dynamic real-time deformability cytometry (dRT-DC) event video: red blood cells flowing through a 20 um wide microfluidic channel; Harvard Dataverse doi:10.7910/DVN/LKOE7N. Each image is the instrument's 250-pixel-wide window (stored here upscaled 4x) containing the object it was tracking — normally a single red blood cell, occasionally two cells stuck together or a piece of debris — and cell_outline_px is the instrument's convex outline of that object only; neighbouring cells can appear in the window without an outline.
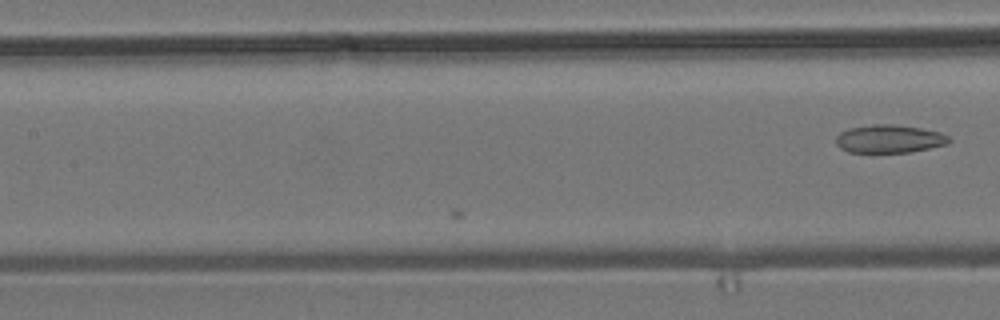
{"species": "common noctule bat (a hibernating species)", "species_latin": "Nyctalus noctula", "temperature_condition": "room temperature", "stored_images_in_passage": 10, "camera_frame_rate_fps": 3000, "um_per_image_px": 0.085, "animal": {"sex": "male", "body_mass_g": 19.2, "forearm_length_mm": 51.8}, "frame": {"image": 1, "passage_image": 10, "time_ms": 3.0, "image_size_px": [1000, 320], "cell_outline_px": [[952, 140], [948, 144], [908, 152], [848, 152], [840, 148], [836, 144], [836, 136], [840, 132], [848, 128], [872, 124], [896, 124], [920, 128], [940, 132], [948, 136]], "centroid_in_image_um": [75.57, 11.79], "position_along_channel_um": 131.8, "area_um2": 18.55}}